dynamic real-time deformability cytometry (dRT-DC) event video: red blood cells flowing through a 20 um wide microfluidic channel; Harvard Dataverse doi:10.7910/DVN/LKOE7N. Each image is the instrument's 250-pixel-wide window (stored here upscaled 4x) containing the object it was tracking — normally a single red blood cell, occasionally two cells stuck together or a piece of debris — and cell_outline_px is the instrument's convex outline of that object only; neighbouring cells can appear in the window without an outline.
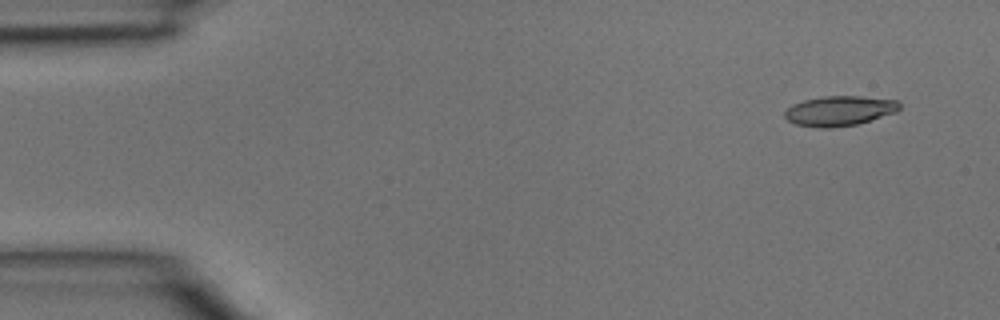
{"species": "common noctule bat (a hibernating species)", "species_latin": "Nyctalus noctula", "temperature_condition": "room temperature", "stored_images_in_passage": 4, "camera_frame_rate_fps": 3000, "um_per_image_px": 0.085, "animal": {"sex": "male", "body_mass_g": 15.6}, "frame": {"image": 1, "passage_image": 1, "time_ms": 0.0, "image_size_px": [1000, 320], "cell_outline_px": [[900, 108], [896, 112], [856, 124], [832, 128], [820, 128], [796, 124], [788, 120], [784, 116], [784, 112], [792, 104], [804, 100], [824, 96], [860, 96], [896, 100], [900, 104]], "centroid_in_image_um": [71.33, 9.42], "position_along_channel_um": 13.7, "area_um2": 19.88}}
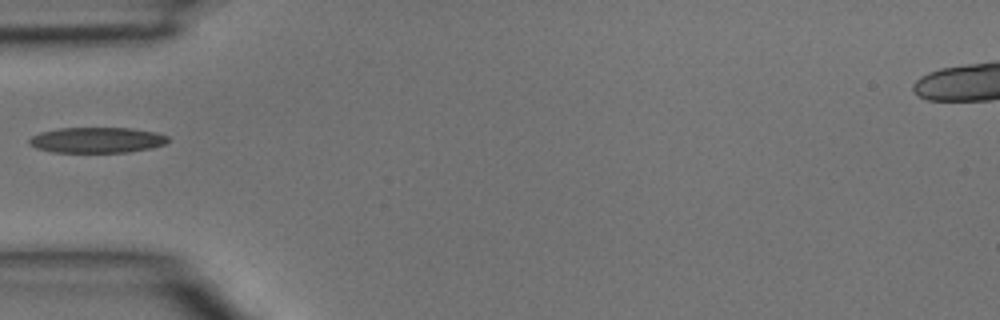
{"frame": {"image": 2, "passage_image": 4, "time_ms": 1.0, "image_size_px": [1000, 320], "cell_outline_px": [[168, 140], [164, 144], [152, 148], [128, 152], [52, 152], [36, 148], [28, 144], [28, 140], [32, 136], [40, 132], [60, 128], [132, 128], [156, 132], [168, 136]], "centroid_in_image_um": [8.22, 11.9], "position_along_channel_um": 76.8, "area_um2": 20.75}}